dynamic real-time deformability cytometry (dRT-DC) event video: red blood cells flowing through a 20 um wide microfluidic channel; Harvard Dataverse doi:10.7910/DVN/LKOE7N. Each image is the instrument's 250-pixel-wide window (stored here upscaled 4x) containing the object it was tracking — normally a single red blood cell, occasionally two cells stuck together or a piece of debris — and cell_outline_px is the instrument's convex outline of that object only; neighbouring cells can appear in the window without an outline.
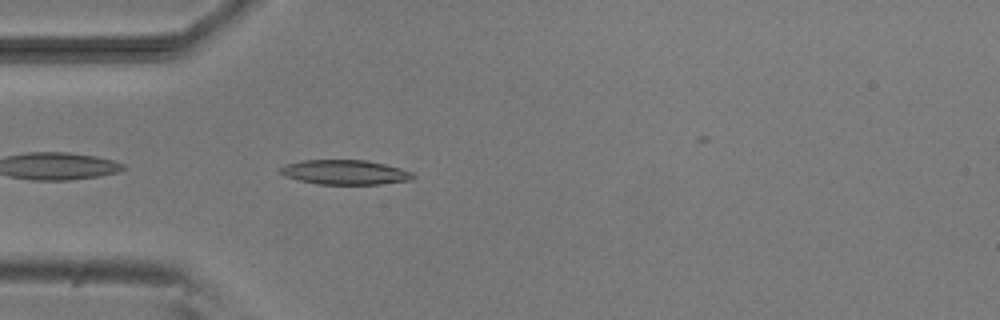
{"species": "common noctule bat (a hibernating species)", "species_latin": "Nyctalus noctula", "temperature_condition": "room temperature", "stored_images_in_passage": 1, "camera_frame_rate_fps": 3000, "um_per_image_px": 0.085, "animal": {"sex": "male", "body_mass_g": 20.5, "forearm_length_mm": 52.5}, "frame": {"image": 1, "passage_image": 1, "time_ms": 0.0, "image_size_px": [1000, 320], "cell_outline_px": [[416, 176], [412, 180], [380, 184], [316, 184], [284, 176], [276, 172], [284, 164], [300, 160], [364, 160], [384, 164], [400, 168], [412, 172]], "centroid_in_image_um": [29.28, 14.64], "position_along_channel_um": 55.7, "area_um2": 19.19}}